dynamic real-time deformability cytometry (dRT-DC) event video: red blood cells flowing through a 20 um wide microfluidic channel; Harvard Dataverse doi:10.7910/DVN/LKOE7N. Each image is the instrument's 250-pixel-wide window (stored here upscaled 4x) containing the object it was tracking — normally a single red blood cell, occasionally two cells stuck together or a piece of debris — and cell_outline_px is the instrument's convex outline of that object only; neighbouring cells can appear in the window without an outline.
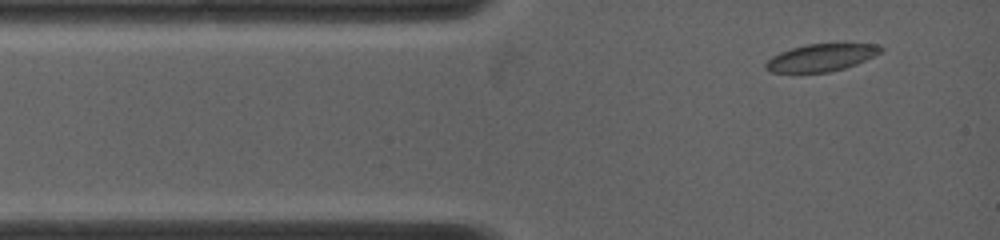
{"species": "common noctule bat (a hibernating species)", "species_latin": "Nyctalus noctula", "temperature_condition": "warm", "stored_images_in_passage": 61, "camera_frame_rate_fps": 5000, "um_per_image_px": 0.085, "animal": {"sex": "female", "body_mass_g": 19.0, "forearm_length_mm": 53.3}, "frame": {"image": 1, "passage_image": 1, "time_ms": 0.0, "image_size_px": [1000, 240], "cell_outline_px": [[884, 48], [880, 52], [856, 64], [844, 68], [828, 72], [772, 72], [764, 68], [764, 64], [772, 56], [780, 52], [792, 48], [808, 44], [876, 44]], "centroid_in_image_um": [69.76, 4.9], "position_along_channel_um": 15.2, "area_um2": 17.98}}
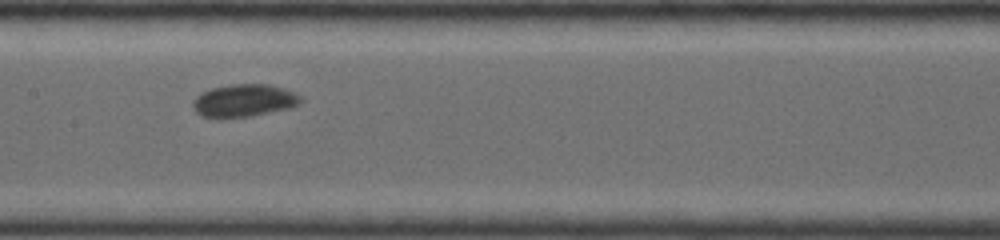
{"frame": {"image": 2, "passage_image": 27, "time_ms": 5.2, "image_size_px": [1000, 240], "cell_outline_px": [[300, 104], [288, 108], [248, 116], [200, 116], [192, 108], [192, 100], [200, 92], [212, 88], [232, 84], [268, 84], [292, 92], [300, 96]], "centroid_in_image_um": [20.68, 8.52], "position_along_channel_um": 186.7, "area_um2": 19.94}}
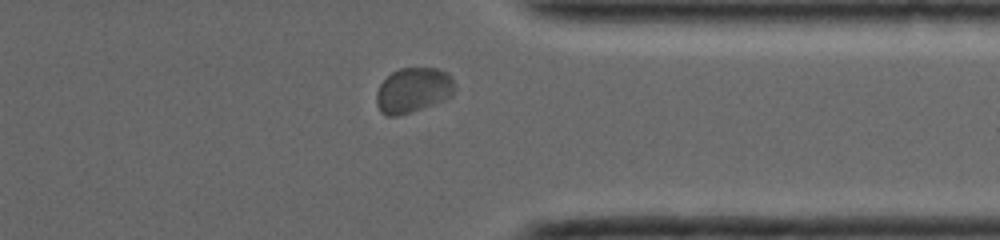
{"frame": {"image": 3, "passage_image": 52, "time_ms": 10.2, "image_size_px": [1000, 240], "cell_outline_px": [[456, 88], [452, 96], [444, 100], [396, 116], [388, 116], [380, 112], [376, 104], [376, 92], [380, 84], [392, 72], [400, 68], [436, 68], [448, 72], [452, 76], [456, 84]], "centroid_in_image_um": [35.14, 7.65], "position_along_channel_um": 376.3, "area_um2": 20.63}, "authors_computed_cell_mechanics": {"area_um2": 19.7676, "velocity_mm_per_s": 3.8472, "shape_relaxation_time_tau1_ms": 3.0258, "shape_relaxation_time_tau2_ms": null, "deformation_change_tau1": 0.074, "deformation_change_tau2": null}}